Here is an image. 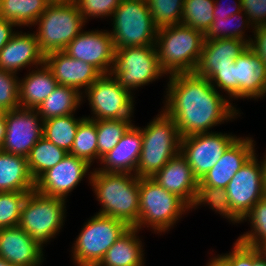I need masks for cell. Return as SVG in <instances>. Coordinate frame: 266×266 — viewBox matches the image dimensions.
Segmentation results:
<instances>
[{"instance_id":"obj_16","label":"cell","mask_w":266,"mask_h":266,"mask_svg":"<svg viewBox=\"0 0 266 266\" xmlns=\"http://www.w3.org/2000/svg\"><path fill=\"white\" fill-rule=\"evenodd\" d=\"M90 167L85 160L68 154L35 180V190L47 196L67 199L68 194L81 183L85 175L90 178Z\"/></svg>"},{"instance_id":"obj_22","label":"cell","mask_w":266,"mask_h":266,"mask_svg":"<svg viewBox=\"0 0 266 266\" xmlns=\"http://www.w3.org/2000/svg\"><path fill=\"white\" fill-rule=\"evenodd\" d=\"M238 99H258L266 95V64L249 47L235 59Z\"/></svg>"},{"instance_id":"obj_21","label":"cell","mask_w":266,"mask_h":266,"mask_svg":"<svg viewBox=\"0 0 266 266\" xmlns=\"http://www.w3.org/2000/svg\"><path fill=\"white\" fill-rule=\"evenodd\" d=\"M45 55L42 53L35 33L17 32L0 50V69L18 74L28 66L34 68L43 65Z\"/></svg>"},{"instance_id":"obj_12","label":"cell","mask_w":266,"mask_h":266,"mask_svg":"<svg viewBox=\"0 0 266 266\" xmlns=\"http://www.w3.org/2000/svg\"><path fill=\"white\" fill-rule=\"evenodd\" d=\"M256 155L237 171L225 188L230 207L241 221L266 195L264 162L259 163Z\"/></svg>"},{"instance_id":"obj_3","label":"cell","mask_w":266,"mask_h":266,"mask_svg":"<svg viewBox=\"0 0 266 266\" xmlns=\"http://www.w3.org/2000/svg\"><path fill=\"white\" fill-rule=\"evenodd\" d=\"M204 40L201 31L186 25L158 28L155 46L159 65L167 77L179 73H194Z\"/></svg>"},{"instance_id":"obj_37","label":"cell","mask_w":266,"mask_h":266,"mask_svg":"<svg viewBox=\"0 0 266 266\" xmlns=\"http://www.w3.org/2000/svg\"><path fill=\"white\" fill-rule=\"evenodd\" d=\"M249 221L251 231L238 237V241L251 247H258L266 242V195L259 200L243 218Z\"/></svg>"},{"instance_id":"obj_35","label":"cell","mask_w":266,"mask_h":266,"mask_svg":"<svg viewBox=\"0 0 266 266\" xmlns=\"http://www.w3.org/2000/svg\"><path fill=\"white\" fill-rule=\"evenodd\" d=\"M215 0H185L181 24L205 34L214 20Z\"/></svg>"},{"instance_id":"obj_11","label":"cell","mask_w":266,"mask_h":266,"mask_svg":"<svg viewBox=\"0 0 266 266\" xmlns=\"http://www.w3.org/2000/svg\"><path fill=\"white\" fill-rule=\"evenodd\" d=\"M82 95L87 98L93 116L91 120L131 119L134 112V97L110 74H102Z\"/></svg>"},{"instance_id":"obj_10","label":"cell","mask_w":266,"mask_h":266,"mask_svg":"<svg viewBox=\"0 0 266 266\" xmlns=\"http://www.w3.org/2000/svg\"><path fill=\"white\" fill-rule=\"evenodd\" d=\"M111 74L131 93L165 75L159 65L155 45L115 49Z\"/></svg>"},{"instance_id":"obj_54","label":"cell","mask_w":266,"mask_h":266,"mask_svg":"<svg viewBox=\"0 0 266 266\" xmlns=\"http://www.w3.org/2000/svg\"><path fill=\"white\" fill-rule=\"evenodd\" d=\"M263 162H264V176H265V187H266V154L263 157Z\"/></svg>"},{"instance_id":"obj_15","label":"cell","mask_w":266,"mask_h":266,"mask_svg":"<svg viewBox=\"0 0 266 266\" xmlns=\"http://www.w3.org/2000/svg\"><path fill=\"white\" fill-rule=\"evenodd\" d=\"M74 59L94 66L101 74H110L114 66L115 48L107 30L83 31L64 49Z\"/></svg>"},{"instance_id":"obj_34","label":"cell","mask_w":266,"mask_h":266,"mask_svg":"<svg viewBox=\"0 0 266 266\" xmlns=\"http://www.w3.org/2000/svg\"><path fill=\"white\" fill-rule=\"evenodd\" d=\"M70 155L85 160L92 165L97 160L96 120L84 118L78 125Z\"/></svg>"},{"instance_id":"obj_52","label":"cell","mask_w":266,"mask_h":266,"mask_svg":"<svg viewBox=\"0 0 266 266\" xmlns=\"http://www.w3.org/2000/svg\"><path fill=\"white\" fill-rule=\"evenodd\" d=\"M50 3H76L77 0H48Z\"/></svg>"},{"instance_id":"obj_7","label":"cell","mask_w":266,"mask_h":266,"mask_svg":"<svg viewBox=\"0 0 266 266\" xmlns=\"http://www.w3.org/2000/svg\"><path fill=\"white\" fill-rule=\"evenodd\" d=\"M66 199L41 194L35 189L27 195L19 227L41 247L59 234L66 218Z\"/></svg>"},{"instance_id":"obj_26","label":"cell","mask_w":266,"mask_h":266,"mask_svg":"<svg viewBox=\"0 0 266 266\" xmlns=\"http://www.w3.org/2000/svg\"><path fill=\"white\" fill-rule=\"evenodd\" d=\"M35 189L27 158L0 150V192H30Z\"/></svg>"},{"instance_id":"obj_4","label":"cell","mask_w":266,"mask_h":266,"mask_svg":"<svg viewBox=\"0 0 266 266\" xmlns=\"http://www.w3.org/2000/svg\"><path fill=\"white\" fill-rule=\"evenodd\" d=\"M144 128L143 143L135 175L152 178L166 163L180 152L181 136L175 121L162 109Z\"/></svg>"},{"instance_id":"obj_24","label":"cell","mask_w":266,"mask_h":266,"mask_svg":"<svg viewBox=\"0 0 266 266\" xmlns=\"http://www.w3.org/2000/svg\"><path fill=\"white\" fill-rule=\"evenodd\" d=\"M142 143L141 128L133 124L120 139L119 143L101 159L102 167L97 169L102 172L135 175Z\"/></svg>"},{"instance_id":"obj_28","label":"cell","mask_w":266,"mask_h":266,"mask_svg":"<svg viewBox=\"0 0 266 266\" xmlns=\"http://www.w3.org/2000/svg\"><path fill=\"white\" fill-rule=\"evenodd\" d=\"M82 93L70 86L57 85L55 90L37 106L36 111L43 121L72 115L83 102Z\"/></svg>"},{"instance_id":"obj_17","label":"cell","mask_w":266,"mask_h":266,"mask_svg":"<svg viewBox=\"0 0 266 266\" xmlns=\"http://www.w3.org/2000/svg\"><path fill=\"white\" fill-rule=\"evenodd\" d=\"M254 140L239 137L226 149L222 157L198 182V186L226 188L232 177L255 154Z\"/></svg>"},{"instance_id":"obj_40","label":"cell","mask_w":266,"mask_h":266,"mask_svg":"<svg viewBox=\"0 0 266 266\" xmlns=\"http://www.w3.org/2000/svg\"><path fill=\"white\" fill-rule=\"evenodd\" d=\"M19 79L16 73L0 69V109L3 112L20 107Z\"/></svg>"},{"instance_id":"obj_27","label":"cell","mask_w":266,"mask_h":266,"mask_svg":"<svg viewBox=\"0 0 266 266\" xmlns=\"http://www.w3.org/2000/svg\"><path fill=\"white\" fill-rule=\"evenodd\" d=\"M138 232L137 228L130 227L107 250L97 266H144L145 253Z\"/></svg>"},{"instance_id":"obj_8","label":"cell","mask_w":266,"mask_h":266,"mask_svg":"<svg viewBox=\"0 0 266 266\" xmlns=\"http://www.w3.org/2000/svg\"><path fill=\"white\" fill-rule=\"evenodd\" d=\"M115 49L155 45L158 27L145 0H121L112 14Z\"/></svg>"},{"instance_id":"obj_42","label":"cell","mask_w":266,"mask_h":266,"mask_svg":"<svg viewBox=\"0 0 266 266\" xmlns=\"http://www.w3.org/2000/svg\"><path fill=\"white\" fill-rule=\"evenodd\" d=\"M213 87L222 92H226L225 97L237 100V81L235 80V63L229 67L218 68V71L209 79ZM233 98V99H232Z\"/></svg>"},{"instance_id":"obj_50","label":"cell","mask_w":266,"mask_h":266,"mask_svg":"<svg viewBox=\"0 0 266 266\" xmlns=\"http://www.w3.org/2000/svg\"><path fill=\"white\" fill-rule=\"evenodd\" d=\"M252 266H266V260L260 255L252 264Z\"/></svg>"},{"instance_id":"obj_38","label":"cell","mask_w":266,"mask_h":266,"mask_svg":"<svg viewBox=\"0 0 266 266\" xmlns=\"http://www.w3.org/2000/svg\"><path fill=\"white\" fill-rule=\"evenodd\" d=\"M185 0H147L154 24L158 27L181 24Z\"/></svg>"},{"instance_id":"obj_20","label":"cell","mask_w":266,"mask_h":266,"mask_svg":"<svg viewBox=\"0 0 266 266\" xmlns=\"http://www.w3.org/2000/svg\"><path fill=\"white\" fill-rule=\"evenodd\" d=\"M152 179L167 191L180 197L190 208L193 206L199 180L180 152L172 157Z\"/></svg>"},{"instance_id":"obj_9","label":"cell","mask_w":266,"mask_h":266,"mask_svg":"<svg viewBox=\"0 0 266 266\" xmlns=\"http://www.w3.org/2000/svg\"><path fill=\"white\" fill-rule=\"evenodd\" d=\"M130 227L116 218L95 214L89 219L72 245L76 266H97L107 250Z\"/></svg>"},{"instance_id":"obj_36","label":"cell","mask_w":266,"mask_h":266,"mask_svg":"<svg viewBox=\"0 0 266 266\" xmlns=\"http://www.w3.org/2000/svg\"><path fill=\"white\" fill-rule=\"evenodd\" d=\"M209 206L215 213H219L229 222L240 223L242 222L232 211L226 190L224 188L198 186L197 195L191 209H196L199 206Z\"/></svg>"},{"instance_id":"obj_1","label":"cell","mask_w":266,"mask_h":266,"mask_svg":"<svg viewBox=\"0 0 266 266\" xmlns=\"http://www.w3.org/2000/svg\"><path fill=\"white\" fill-rule=\"evenodd\" d=\"M166 90L163 111L175 121L181 137L209 133L241 114L207 78L195 72L169 76Z\"/></svg>"},{"instance_id":"obj_41","label":"cell","mask_w":266,"mask_h":266,"mask_svg":"<svg viewBox=\"0 0 266 266\" xmlns=\"http://www.w3.org/2000/svg\"><path fill=\"white\" fill-rule=\"evenodd\" d=\"M121 0H77L79 11L87 23L88 18L110 17L120 5Z\"/></svg>"},{"instance_id":"obj_47","label":"cell","mask_w":266,"mask_h":266,"mask_svg":"<svg viewBox=\"0 0 266 266\" xmlns=\"http://www.w3.org/2000/svg\"><path fill=\"white\" fill-rule=\"evenodd\" d=\"M13 27H16L13 22L0 18V50L10 41V39L16 33Z\"/></svg>"},{"instance_id":"obj_49","label":"cell","mask_w":266,"mask_h":266,"mask_svg":"<svg viewBox=\"0 0 266 266\" xmlns=\"http://www.w3.org/2000/svg\"><path fill=\"white\" fill-rule=\"evenodd\" d=\"M6 134V122L4 117V112L0 114V150L2 149L4 139Z\"/></svg>"},{"instance_id":"obj_5","label":"cell","mask_w":266,"mask_h":266,"mask_svg":"<svg viewBox=\"0 0 266 266\" xmlns=\"http://www.w3.org/2000/svg\"><path fill=\"white\" fill-rule=\"evenodd\" d=\"M189 210L191 208L180 197L152 178H139V220L135 226L139 231L150 227L157 234L168 232Z\"/></svg>"},{"instance_id":"obj_45","label":"cell","mask_w":266,"mask_h":266,"mask_svg":"<svg viewBox=\"0 0 266 266\" xmlns=\"http://www.w3.org/2000/svg\"><path fill=\"white\" fill-rule=\"evenodd\" d=\"M253 33L249 48L266 64V25L254 27Z\"/></svg>"},{"instance_id":"obj_2","label":"cell","mask_w":266,"mask_h":266,"mask_svg":"<svg viewBox=\"0 0 266 266\" xmlns=\"http://www.w3.org/2000/svg\"><path fill=\"white\" fill-rule=\"evenodd\" d=\"M89 183L101 209L97 214L124 221L135 227L139 220V178L128 173L102 172L97 168L89 172Z\"/></svg>"},{"instance_id":"obj_31","label":"cell","mask_w":266,"mask_h":266,"mask_svg":"<svg viewBox=\"0 0 266 266\" xmlns=\"http://www.w3.org/2000/svg\"><path fill=\"white\" fill-rule=\"evenodd\" d=\"M84 118L78 119L72 114L43 121V137L69 153L78 125Z\"/></svg>"},{"instance_id":"obj_19","label":"cell","mask_w":266,"mask_h":266,"mask_svg":"<svg viewBox=\"0 0 266 266\" xmlns=\"http://www.w3.org/2000/svg\"><path fill=\"white\" fill-rule=\"evenodd\" d=\"M43 247L19 226L0 229V257L14 266H40Z\"/></svg>"},{"instance_id":"obj_14","label":"cell","mask_w":266,"mask_h":266,"mask_svg":"<svg viewBox=\"0 0 266 266\" xmlns=\"http://www.w3.org/2000/svg\"><path fill=\"white\" fill-rule=\"evenodd\" d=\"M6 134L2 151L27 157L43 137V120L36 109L16 108L4 112ZM40 121V122H39Z\"/></svg>"},{"instance_id":"obj_43","label":"cell","mask_w":266,"mask_h":266,"mask_svg":"<svg viewBox=\"0 0 266 266\" xmlns=\"http://www.w3.org/2000/svg\"><path fill=\"white\" fill-rule=\"evenodd\" d=\"M233 251L221 254L230 266H252L253 262L261 255L256 247H251L236 240Z\"/></svg>"},{"instance_id":"obj_39","label":"cell","mask_w":266,"mask_h":266,"mask_svg":"<svg viewBox=\"0 0 266 266\" xmlns=\"http://www.w3.org/2000/svg\"><path fill=\"white\" fill-rule=\"evenodd\" d=\"M29 192H0V229L18 226Z\"/></svg>"},{"instance_id":"obj_53","label":"cell","mask_w":266,"mask_h":266,"mask_svg":"<svg viewBox=\"0 0 266 266\" xmlns=\"http://www.w3.org/2000/svg\"><path fill=\"white\" fill-rule=\"evenodd\" d=\"M0 266H14V265L10 264L5 259L0 257Z\"/></svg>"},{"instance_id":"obj_44","label":"cell","mask_w":266,"mask_h":266,"mask_svg":"<svg viewBox=\"0 0 266 266\" xmlns=\"http://www.w3.org/2000/svg\"><path fill=\"white\" fill-rule=\"evenodd\" d=\"M241 6L253 27L266 25V0H241Z\"/></svg>"},{"instance_id":"obj_33","label":"cell","mask_w":266,"mask_h":266,"mask_svg":"<svg viewBox=\"0 0 266 266\" xmlns=\"http://www.w3.org/2000/svg\"><path fill=\"white\" fill-rule=\"evenodd\" d=\"M131 119L96 120L97 161L108 154L133 125Z\"/></svg>"},{"instance_id":"obj_30","label":"cell","mask_w":266,"mask_h":266,"mask_svg":"<svg viewBox=\"0 0 266 266\" xmlns=\"http://www.w3.org/2000/svg\"><path fill=\"white\" fill-rule=\"evenodd\" d=\"M68 152L59 148L46 138H40L31 148L27 158L29 172L34 180H36L47 169L54 167Z\"/></svg>"},{"instance_id":"obj_18","label":"cell","mask_w":266,"mask_h":266,"mask_svg":"<svg viewBox=\"0 0 266 266\" xmlns=\"http://www.w3.org/2000/svg\"><path fill=\"white\" fill-rule=\"evenodd\" d=\"M44 63L59 85L76 88L82 94L102 75L91 64L74 59L64 51L45 55Z\"/></svg>"},{"instance_id":"obj_32","label":"cell","mask_w":266,"mask_h":266,"mask_svg":"<svg viewBox=\"0 0 266 266\" xmlns=\"http://www.w3.org/2000/svg\"><path fill=\"white\" fill-rule=\"evenodd\" d=\"M231 22H233L234 24H232ZM250 25L252 27L251 29H253L254 27L249 22L247 15L243 11L235 13L234 15L227 18L214 19L210 28L204 34V39H240L242 41H245L249 45L252 38L249 37L247 39L246 37H244L246 35L244 34V31L245 28L249 29Z\"/></svg>"},{"instance_id":"obj_46","label":"cell","mask_w":266,"mask_h":266,"mask_svg":"<svg viewBox=\"0 0 266 266\" xmlns=\"http://www.w3.org/2000/svg\"><path fill=\"white\" fill-rule=\"evenodd\" d=\"M218 2L219 0H215L214 14H213L214 19L227 18L234 15L235 13L243 11L241 6V0H237L235 1V3L233 2L232 6L226 5L227 7L221 3L219 4Z\"/></svg>"},{"instance_id":"obj_6","label":"cell","mask_w":266,"mask_h":266,"mask_svg":"<svg viewBox=\"0 0 266 266\" xmlns=\"http://www.w3.org/2000/svg\"><path fill=\"white\" fill-rule=\"evenodd\" d=\"M85 23L76 3H50L34 23L38 25L34 33L42 53L64 51Z\"/></svg>"},{"instance_id":"obj_23","label":"cell","mask_w":266,"mask_h":266,"mask_svg":"<svg viewBox=\"0 0 266 266\" xmlns=\"http://www.w3.org/2000/svg\"><path fill=\"white\" fill-rule=\"evenodd\" d=\"M248 47L249 45L240 39L204 40L195 73L209 80L218 68L231 66Z\"/></svg>"},{"instance_id":"obj_29","label":"cell","mask_w":266,"mask_h":266,"mask_svg":"<svg viewBox=\"0 0 266 266\" xmlns=\"http://www.w3.org/2000/svg\"><path fill=\"white\" fill-rule=\"evenodd\" d=\"M49 4L48 0H2L0 18L13 22L17 27L30 28Z\"/></svg>"},{"instance_id":"obj_51","label":"cell","mask_w":266,"mask_h":266,"mask_svg":"<svg viewBox=\"0 0 266 266\" xmlns=\"http://www.w3.org/2000/svg\"><path fill=\"white\" fill-rule=\"evenodd\" d=\"M257 249L259 250L262 257L266 260V242L260 244Z\"/></svg>"},{"instance_id":"obj_48","label":"cell","mask_w":266,"mask_h":266,"mask_svg":"<svg viewBox=\"0 0 266 266\" xmlns=\"http://www.w3.org/2000/svg\"><path fill=\"white\" fill-rule=\"evenodd\" d=\"M209 260L210 261L206 264V266H230V264L219 254Z\"/></svg>"},{"instance_id":"obj_25","label":"cell","mask_w":266,"mask_h":266,"mask_svg":"<svg viewBox=\"0 0 266 266\" xmlns=\"http://www.w3.org/2000/svg\"><path fill=\"white\" fill-rule=\"evenodd\" d=\"M36 69V70H35ZM19 79L21 108L36 109L57 87L52 71L44 63Z\"/></svg>"},{"instance_id":"obj_13","label":"cell","mask_w":266,"mask_h":266,"mask_svg":"<svg viewBox=\"0 0 266 266\" xmlns=\"http://www.w3.org/2000/svg\"><path fill=\"white\" fill-rule=\"evenodd\" d=\"M237 138L232 133L216 131L181 137L180 153L186 158L194 176L200 180Z\"/></svg>"}]
</instances>
